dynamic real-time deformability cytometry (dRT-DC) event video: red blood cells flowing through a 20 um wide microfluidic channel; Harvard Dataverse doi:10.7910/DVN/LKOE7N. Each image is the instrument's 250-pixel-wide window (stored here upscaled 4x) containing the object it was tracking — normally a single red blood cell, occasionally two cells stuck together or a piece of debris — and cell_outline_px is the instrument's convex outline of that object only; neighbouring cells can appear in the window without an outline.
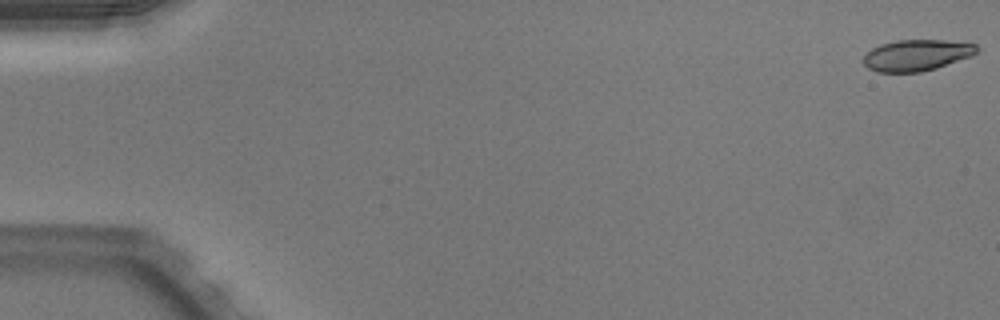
{"species": "Egyptian fruit bat (a non-hibernating species)", "species_latin": "Rousettus aegyptiacus", "temperature_condition": "warm", "stored_images_in_passage": 51, "camera_frame_rate_fps": 3000, "um_per_image_px": 0.085, "animal": {"sex": "male"}, "frame": {"image": 1, "passage_image": 1, "time_ms": 0.0, "image_size_px": [1000, 320], "cell_outline_px": [[980, 48], [972, 56], [936, 68], [920, 72], [876, 72], [868, 68], [864, 64], [864, 56], [872, 48], [880, 44], [896, 40], [944, 40], [976, 44]], "centroid_in_image_um": [77.92, 4.69], "position_along_channel_um": 7.1, "area_um2": 20.63}}
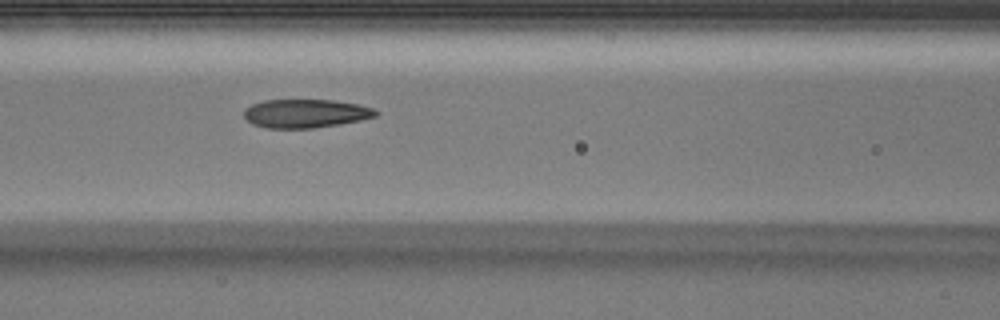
{"frame": {"image": 2, "passage_image": 23, "time_ms": 7.333, "image_size_px": [1000, 320], "cell_outline_px": [[380, 112], [376, 116], [360, 120], [340, 124], [312, 128], [264, 128], [252, 124], [244, 116], [244, 108], [252, 104], [264, 100], [332, 100], [356, 104], [372, 108]], "centroid_in_image_um": [25.94, 9.65], "position_along_channel_um": 140.7, "area_um2": 21.91}}
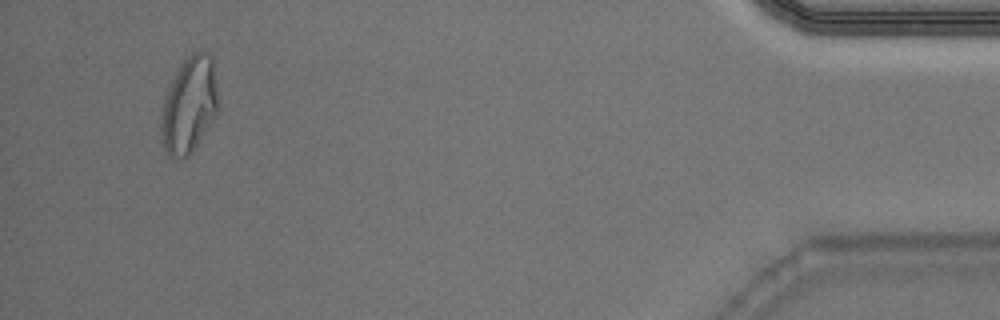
{"frame": {"image": 3, "passage_image": 49, "time_ms": 16.0, "image_size_px": [1000, 320], "cell_outline_px": [[216, 116], [192, 152], [188, 156], [180, 160], [172, 160], [168, 156], [164, 148], [160, 132], [160, 116], [164, 100], [168, 88], [180, 64], [192, 52], [208, 52], [212, 56], [216, 88]], "centroid_in_image_um": [16.04, 8.98], "position_along_channel_um": 419.2, "area_um2": 31.96}, "authors_computed_cell_mechanics": {"area_um2": 22.0796, "velocity_mm_per_s": 4.0073, "shape_relaxation_time_tau1_ms": null, "shape_relaxation_time_tau2_ms": 2.0596, "deformation_change_tau1": null, "deformation_change_tau2": 0.0752}}